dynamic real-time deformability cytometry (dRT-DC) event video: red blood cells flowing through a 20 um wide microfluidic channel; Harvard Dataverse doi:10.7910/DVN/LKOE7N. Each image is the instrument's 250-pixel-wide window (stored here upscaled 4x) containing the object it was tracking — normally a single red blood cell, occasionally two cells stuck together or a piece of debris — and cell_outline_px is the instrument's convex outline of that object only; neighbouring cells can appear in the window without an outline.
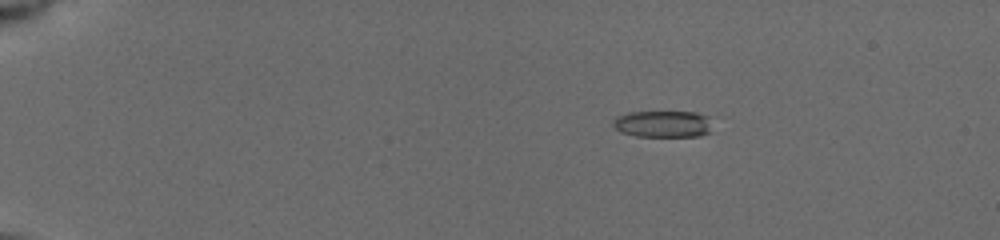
{"species": "common noctule bat (a hibernating species)", "species_latin": "Nyctalus noctula", "temperature_condition": "cold", "stored_images_in_passage": 22, "camera_frame_rate_fps": 3000, "um_per_image_px": 0.085, "animal": {"sex": "female", "body_mass_g": 19.5, "forearm_length_mm": 54.1}, "frame": {"image": 1, "passage_image": 1, "time_ms": 0.0, "image_size_px": [1000, 240], "cell_outline_px": [[708, 132], [700, 136], [636, 136], [620, 132], [612, 124], [612, 120], [616, 116], [628, 112], [696, 112], [708, 116]], "centroid_in_image_um": [56.27, 10.53], "position_along_channel_um": 28.7, "area_um2": 15.32}}
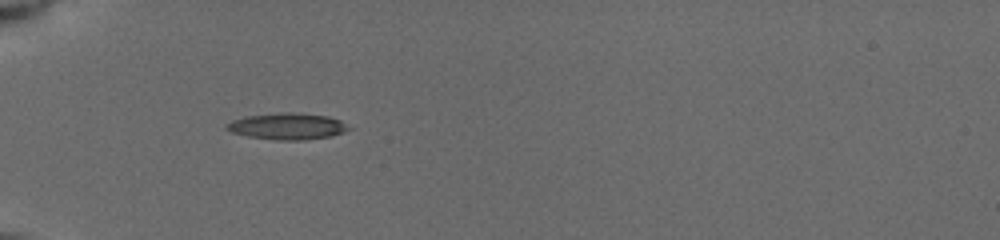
{"frame": {"image": 2, "passage_image": 21, "time_ms": 3.0, "image_size_px": [1000, 240], "cell_outline_px": [[352, 128], [344, 132], [328, 136], [300, 140], [276, 140], [248, 136], [232, 132], [224, 128], [224, 124], [232, 120], [244, 116], [280, 112], [296, 112], [328, 116], [340, 120]], "centroid_in_image_um": [24.39, 10.72], "position_along_channel_um": 60.6, "area_um2": 18.9}}